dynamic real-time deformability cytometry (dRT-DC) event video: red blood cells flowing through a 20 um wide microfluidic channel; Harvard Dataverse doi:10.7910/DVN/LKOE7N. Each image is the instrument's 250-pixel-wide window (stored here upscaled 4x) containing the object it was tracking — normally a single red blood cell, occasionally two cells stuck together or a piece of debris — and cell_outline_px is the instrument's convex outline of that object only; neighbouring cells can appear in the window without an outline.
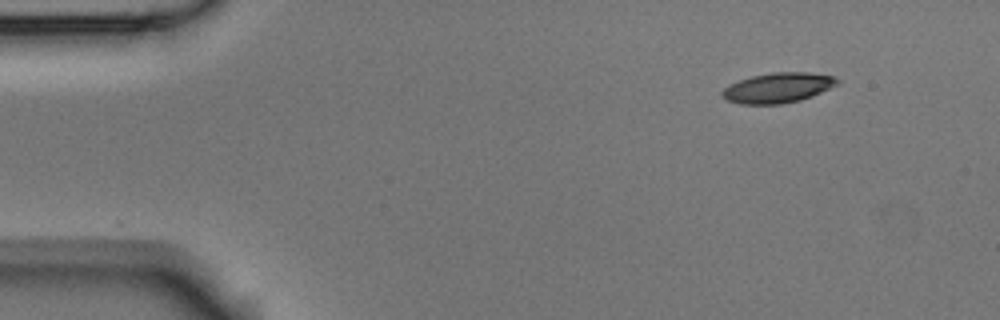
{"species": "Egyptian fruit bat (a non-hibernating species)", "species_latin": "Rousettus aegyptiacus", "temperature_condition": "room temperature", "stored_images_in_passage": 49, "camera_frame_rate_fps": 3000, "um_per_image_px": 0.085, "animal": {"sex": "male"}, "frame": {"image": 1, "passage_image": 1, "time_ms": 0.0, "image_size_px": [1000, 320], "cell_outline_px": [[840, 84], [812, 96], [800, 100], [780, 104], [740, 104], [728, 100], [720, 96], [720, 92], [728, 84], [752, 76], [772, 72], [808, 72], [836, 76], [840, 80]], "centroid_in_image_um": [66.14, 7.45], "position_along_channel_um": 18.9, "area_um2": 20.4}}
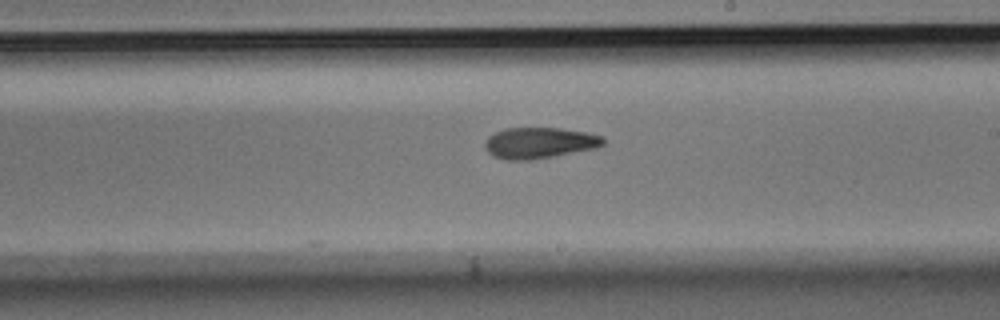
{"frame": {"image": 2, "passage_image": 26, "time_ms": 8.333, "image_size_px": [1000, 320], "cell_outline_px": [[604, 144], [596, 148], [556, 156], [532, 160], [504, 160], [492, 156], [484, 148], [484, 144], [488, 136], [496, 132], [508, 128], [560, 128], [584, 132], [604, 136]], "centroid_in_image_um": [45.83, 12.16], "position_along_channel_um": 243.2, "area_um2": 21.56}}
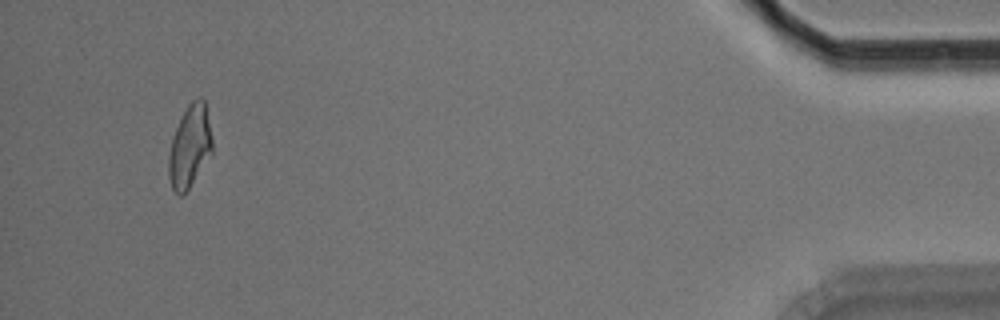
{"frame": {"image": 3, "passage_image": 46, "time_ms": 15.0, "image_size_px": [1000, 320], "cell_outline_px": [[212, 152], [188, 188], [180, 196], [172, 188], [168, 176], [168, 156], [172, 136], [188, 104], [192, 100], [200, 96], [204, 100], [212, 140]], "centroid_in_image_um": [16.11, 12.43], "position_along_channel_um": 419.1, "area_um2": 20.46}, "authors_computed_cell_mechanics": {"area_um2": 21.097, "velocity_mm_per_s": 3.7418, "shape_relaxation_time_tau1_ms": 7.0627, "shape_relaxation_time_tau2_ms": 6.0128, "deformation_change_tau1": 0.171, "deformation_change_tau2": 0.1529}}